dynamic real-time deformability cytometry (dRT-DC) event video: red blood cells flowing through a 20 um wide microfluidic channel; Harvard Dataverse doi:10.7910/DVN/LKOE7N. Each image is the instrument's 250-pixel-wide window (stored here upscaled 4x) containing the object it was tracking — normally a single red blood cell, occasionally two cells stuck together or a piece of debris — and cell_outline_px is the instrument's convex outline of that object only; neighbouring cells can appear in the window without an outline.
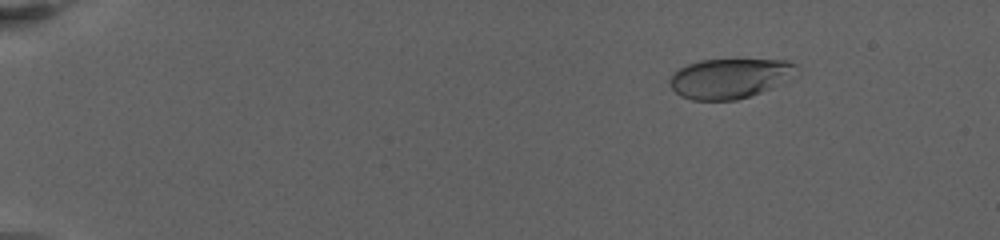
{"species": "human", "species_latin": "Homo sapiens", "temperature_condition": "warm", "stored_images_in_passage": 44, "camera_frame_rate_fps": 3000, "um_per_image_px": 0.085, "donor": {"sex": "female"}, "frame": {"image": 1, "passage_image": 5, "time_ms": 2.667, "image_size_px": [1000, 240], "cell_outline_px": [[796, 64], [768, 88], [760, 92], [736, 100], [692, 100], [680, 96], [672, 88], [668, 80], [672, 72], [688, 64], [700, 60], [788, 60]], "centroid_in_image_um": [61.78, 6.66], "position_along_channel_um": 23.2, "area_um2": 28.09}}
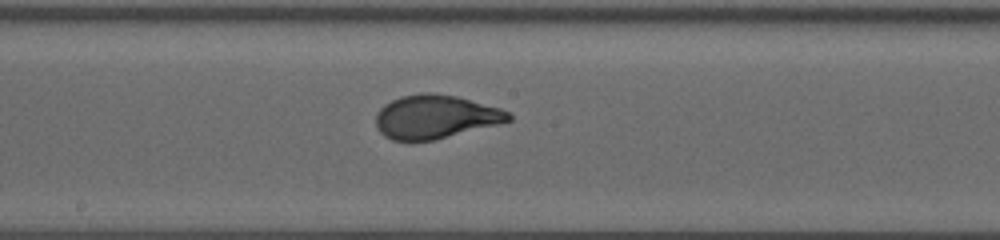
{"frame": {"image": 2, "passage_image": 21, "time_ms": 12.667, "image_size_px": [1000, 240], "cell_outline_px": [[512, 120], [432, 140], [392, 140], [384, 136], [376, 128], [376, 112], [384, 104], [400, 96], [420, 92], [432, 92], [456, 96], [500, 108], [508, 112], [512, 116]], "centroid_in_image_um": [36.95, 9.9], "position_along_channel_um": 211.2, "area_um2": 33.47}}
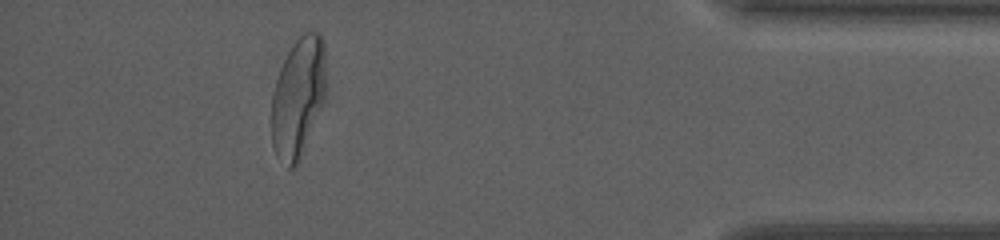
{"frame": {"image": 3, "passage_image": 39, "time_ms": 20.333, "image_size_px": [1000, 240], "cell_outline_px": [[324, 100], [300, 160], [296, 168], [288, 168], [276, 156], [272, 144], [272, 96], [276, 80], [280, 68], [288, 52], [296, 40], [304, 32], [320, 32], [324, 40]], "centroid_in_image_um": [25.33, 8.3], "position_along_channel_um": 409.9, "area_um2": 37.74}, "authors_computed_cell_mechanics": {"area_um2": 33.4662, "velocity_mm_per_s": 3.1335, "shape_relaxation_time_tau1_ms": 6.8399, "shape_relaxation_time_tau2_ms": null, "deformation_change_tau1": 0.2461, "deformation_change_tau2": null}}